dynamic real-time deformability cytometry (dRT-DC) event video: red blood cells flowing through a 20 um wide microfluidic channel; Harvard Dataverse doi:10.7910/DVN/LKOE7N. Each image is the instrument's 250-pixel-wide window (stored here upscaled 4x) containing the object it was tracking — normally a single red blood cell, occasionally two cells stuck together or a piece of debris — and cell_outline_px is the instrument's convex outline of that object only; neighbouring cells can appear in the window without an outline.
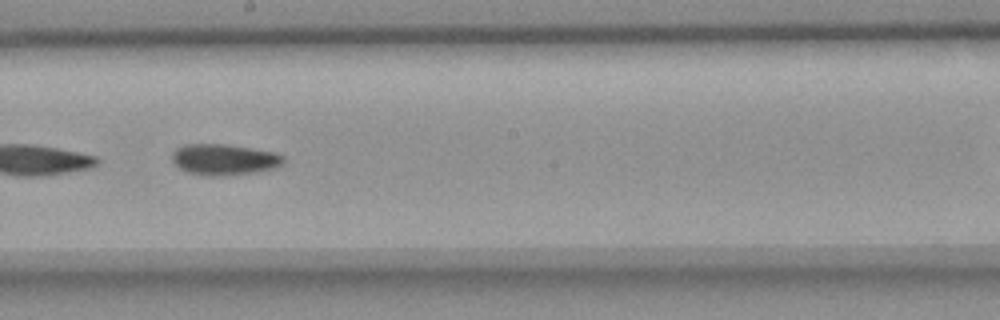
{"species": "common noctule bat (a hibernating species)", "species_latin": "Nyctalus noctula", "temperature_condition": "room temperature", "stored_images_in_passage": 28, "camera_frame_rate_fps": 3000, "um_per_image_px": 0.085, "animal": {"sex": "female", "body_mass_g": 18.4}, "frame": {"image": 1, "passage_image": 24, "time_ms": 7.667, "image_size_px": [1000, 320], "cell_outline_px": [[284, 164], [276, 168], [256, 172], [224, 176], [208, 176], [188, 172], [180, 168], [172, 160], [172, 152], [176, 148], [188, 144], [224, 144], [276, 152], [284, 156]], "centroid_in_image_um": [19.09, 13.56], "position_along_channel_um": 229.1, "area_um2": 20.23}}